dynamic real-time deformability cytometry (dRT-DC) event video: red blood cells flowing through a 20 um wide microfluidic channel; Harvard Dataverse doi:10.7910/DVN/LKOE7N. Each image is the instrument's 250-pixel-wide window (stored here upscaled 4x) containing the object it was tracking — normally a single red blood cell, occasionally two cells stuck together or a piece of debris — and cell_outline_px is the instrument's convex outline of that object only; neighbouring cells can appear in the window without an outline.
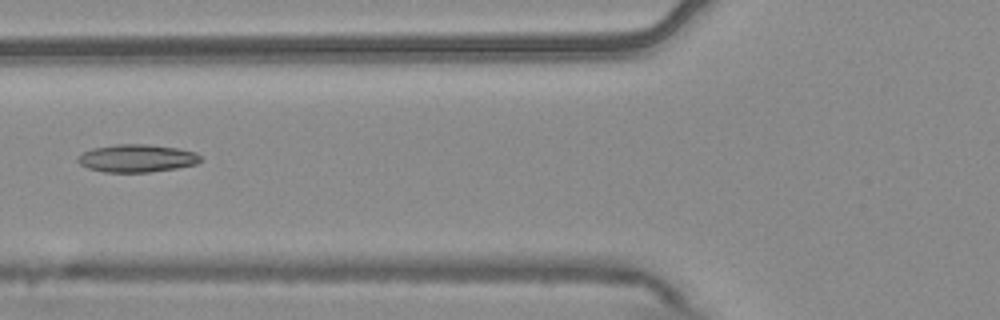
{"species": "common noctule bat (a hibernating species)", "species_latin": "Nyctalus noctula", "temperature_condition": "warm", "stored_images_in_passage": 5, "camera_frame_rate_fps": 3000, "um_per_image_px": 0.085, "animal": {"sex": "male", "body_mass_g": 20.4}, "frame": {"image": 1, "passage_image": 4, "time_ms": 1.0, "image_size_px": [1000, 320], "cell_outline_px": [[200, 160], [196, 164], [176, 168], [148, 172], [104, 172], [88, 168], [80, 164], [76, 160], [84, 152], [92, 148], [116, 144], [148, 144], [176, 148], [196, 152], [200, 156]], "centroid_in_image_um": [11.62, 13.45], "position_along_channel_um": 114.2, "area_um2": 19.71}}
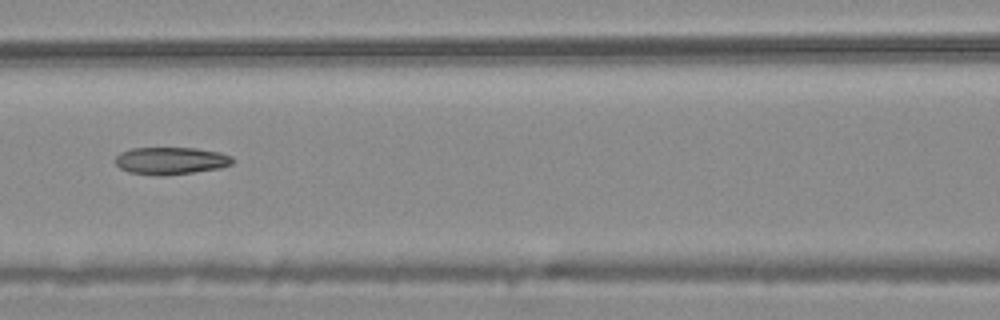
{"frame": {"image": 2, "passage_image": 5, "time_ms": 1.333, "image_size_px": [1000, 320], "cell_outline_px": [[232, 164], [220, 168], [164, 176], [156, 176], [128, 172], [120, 168], [112, 160], [120, 152], [132, 148], [196, 148], [220, 152], [232, 156]], "centroid_in_image_um": [14.47, 13.66], "position_along_channel_um": 152.1, "area_um2": 18.84}}